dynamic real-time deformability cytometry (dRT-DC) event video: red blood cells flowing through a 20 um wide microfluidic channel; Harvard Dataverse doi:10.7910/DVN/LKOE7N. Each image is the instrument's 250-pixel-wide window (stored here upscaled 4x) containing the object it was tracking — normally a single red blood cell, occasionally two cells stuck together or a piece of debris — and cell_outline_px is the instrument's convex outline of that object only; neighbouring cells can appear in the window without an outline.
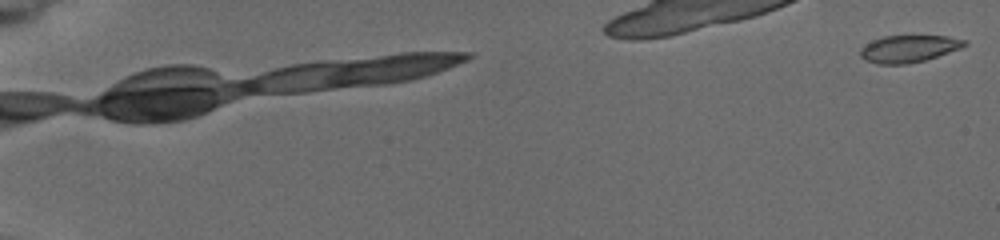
{"species": "common noctule bat (a hibernating species)", "species_latin": "Nyctalus noctula", "temperature_condition": "cold", "stored_images_in_passage": 2, "camera_frame_rate_fps": 3000, "um_per_image_px": 0.085, "animal": {"sex": "female", "body_mass_g": 19.5, "forearm_length_mm": 54.1}, "frame": {"image": 1, "passage_image": 2, "time_ms": 1.0, "image_size_px": [1000, 240], "cell_outline_px": [[968, 44], [960, 48], [924, 60], [908, 64], [876, 64], [864, 60], [860, 56], [860, 48], [864, 44], [872, 40], [884, 36], [948, 36], [968, 40]], "centroid_in_image_um": [77.2, 4.14], "position_along_channel_um": 7.8, "area_um2": 16.53}}